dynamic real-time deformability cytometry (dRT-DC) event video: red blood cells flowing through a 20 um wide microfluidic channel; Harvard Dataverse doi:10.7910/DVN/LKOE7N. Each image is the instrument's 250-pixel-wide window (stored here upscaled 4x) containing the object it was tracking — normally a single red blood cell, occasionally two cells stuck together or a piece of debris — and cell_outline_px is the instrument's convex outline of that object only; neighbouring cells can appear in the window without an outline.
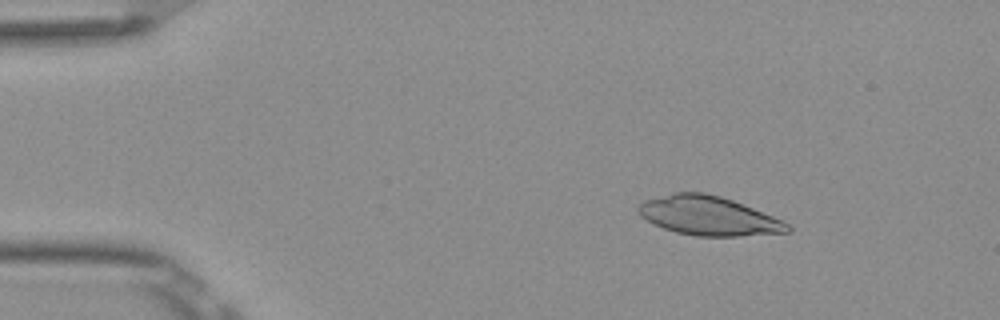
{"species": "Egyptian fruit bat (a non-hibernating species)", "species_latin": "Rousettus aegyptiacus", "temperature_condition": "room temperature", "stored_images_in_passage": 51, "camera_frame_rate_fps": 3000, "um_per_image_px": 0.085, "frame": {"image": 1, "passage_image": 7, "time_ms": 2.0, "image_size_px": [1000, 320], "cell_outline_px": [[792, 228], [788, 232], [736, 236], [696, 236], [676, 232], [652, 224], [640, 216], [636, 208], [644, 200], [672, 192], [704, 192], [720, 196], [732, 200], [784, 220]], "centroid_in_image_um": [60.19, 18.34], "position_along_channel_um": 24.8, "area_um2": 34.04}}
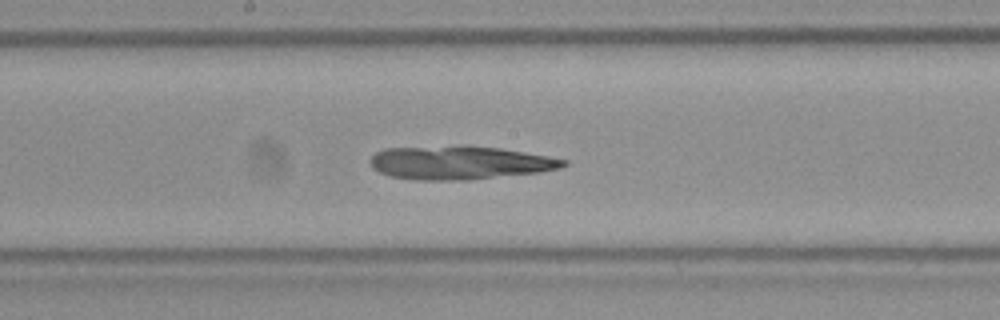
{"frame": {"image": 2, "passage_image": 27, "time_ms": 8.667, "image_size_px": [1000, 320], "cell_outline_px": [[568, 164], [560, 168], [540, 172], [468, 180], [416, 180], [392, 176], [380, 172], [372, 168], [368, 160], [376, 152], [384, 148], [464, 144], [500, 148], [548, 156], [568, 160]], "centroid_in_image_um": [39.05, 13.81], "position_along_channel_um": 209.1, "area_um2": 38.26}}
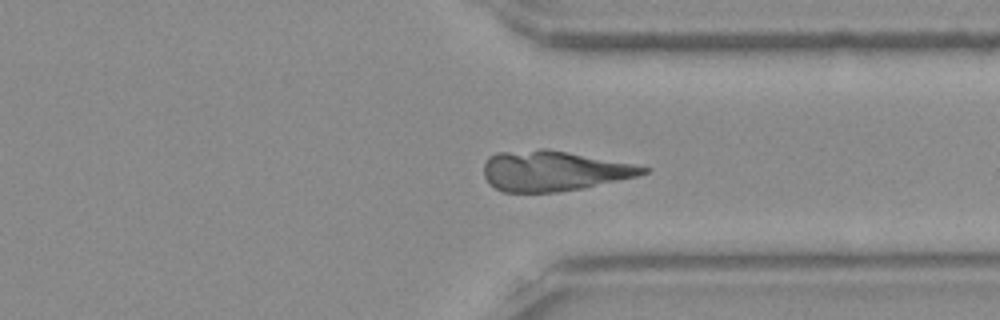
{"frame": {"image": 3, "passage_image": 39, "time_ms": 12.667, "image_size_px": [1000, 320], "cell_outline_px": [[648, 172], [636, 176], [584, 188], [556, 192], [504, 192], [488, 184], [484, 176], [484, 164], [488, 156], [496, 152], [540, 148], [544, 148], [632, 164], [648, 168]], "centroid_in_image_um": [46.97, 14.52], "position_along_channel_um": 364.4, "area_um2": 37.11}}